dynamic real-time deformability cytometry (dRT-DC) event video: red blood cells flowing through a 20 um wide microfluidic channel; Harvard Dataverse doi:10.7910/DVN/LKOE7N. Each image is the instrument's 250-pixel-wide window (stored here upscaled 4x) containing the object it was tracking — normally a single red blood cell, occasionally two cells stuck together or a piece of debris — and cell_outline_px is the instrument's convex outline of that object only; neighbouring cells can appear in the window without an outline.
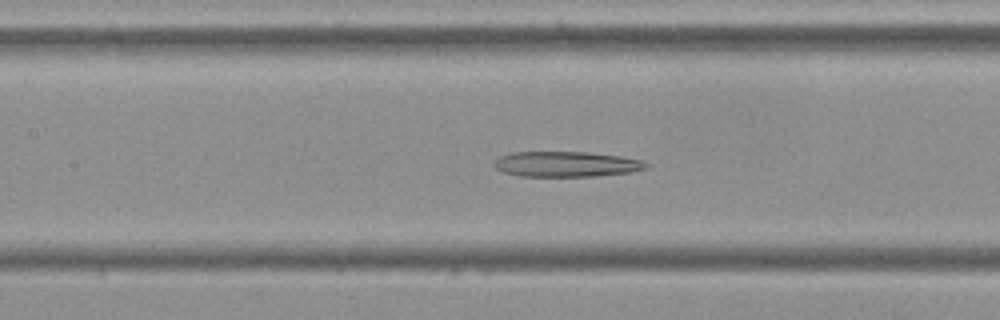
{"species": "Egyptian fruit bat (a non-hibernating species)", "species_latin": "Rousettus aegyptiacus", "temperature_condition": "cold", "stored_images_in_passage": 54, "camera_frame_rate_fps": 3000, "um_per_image_px": 0.085, "frame": {"image": 1, "passage_image": 24, "time_ms": 7.667, "image_size_px": [1000, 320], "cell_outline_px": [[652, 164], [648, 168], [632, 172], [592, 176], [520, 176], [504, 172], [496, 168], [492, 164], [500, 156], [512, 152], [588, 152], [620, 156], [640, 160]], "centroid_in_image_um": [48.16, 13.95], "position_along_channel_um": 159.2, "area_um2": 22.48}}
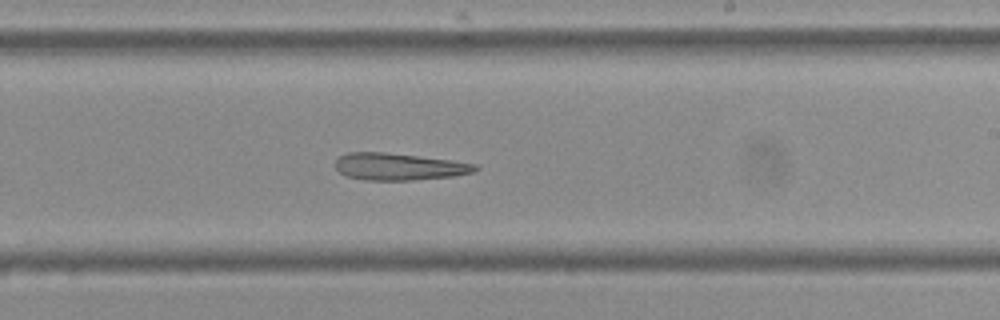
{"frame": {"image": 2, "passage_image": 32, "time_ms": 10.333, "image_size_px": [1000, 320], "cell_outline_px": [[480, 168], [472, 172], [452, 176], [412, 180], [364, 180], [348, 176], [340, 172], [336, 168], [336, 160], [340, 156], [348, 152], [384, 152], [452, 160], [476, 164]], "centroid_in_image_um": [33.91, 14.16], "position_along_channel_um": 255.1, "area_um2": 21.85}}
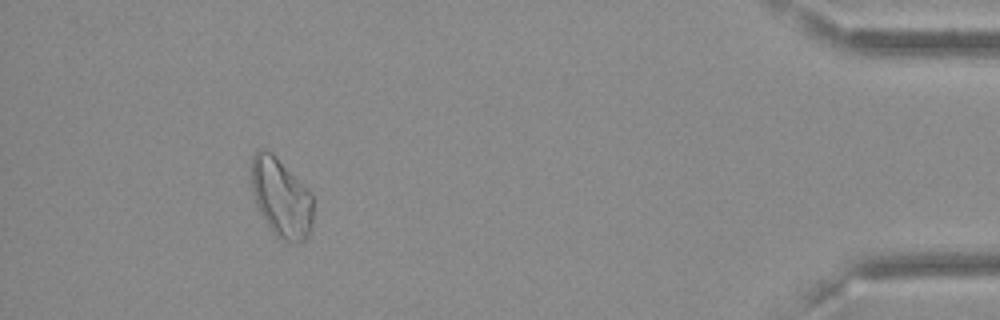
{"frame": {"image": 3, "passage_image": 50, "time_ms": 16.333, "image_size_px": [1000, 320], "cell_outline_px": [[312, 224], [308, 236], [300, 244], [280, 240], [272, 232], [260, 212], [256, 204], [252, 192], [252, 156], [256, 148], [264, 148], [272, 152], [276, 156], [312, 196]], "centroid_in_image_um": [23.87, 16.82], "position_along_channel_um": 411.3, "area_um2": 28.26}}